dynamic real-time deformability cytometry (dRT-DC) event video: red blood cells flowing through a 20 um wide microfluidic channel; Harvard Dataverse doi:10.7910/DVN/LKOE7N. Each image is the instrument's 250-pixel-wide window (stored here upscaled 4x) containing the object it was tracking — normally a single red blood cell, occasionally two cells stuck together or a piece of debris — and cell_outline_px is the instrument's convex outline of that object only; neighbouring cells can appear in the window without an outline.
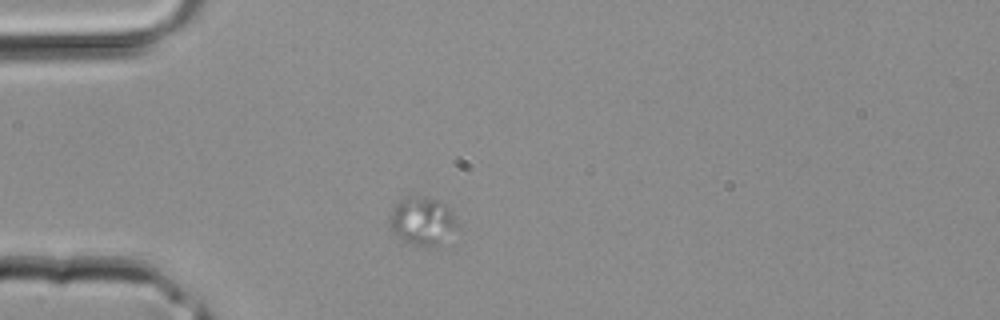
{"species": "common noctule bat (a hibernating species)", "species_latin": "Nyctalus noctula", "temperature_condition": "room temperature", "stored_images_in_passage": 13, "camera_frame_rate_fps": 3000, "um_per_image_px": 0.085, "animal": {"sex": "male", "body_mass_g": 20.4}, "frame": {"image": 1, "passage_image": 1, "time_ms": 0.0, "image_size_px": [1000, 320], "cell_outline_px": [[456, 224], [436, 244], [416, 244], [404, 240], [396, 236], [392, 228], [392, 212], [396, 204], [404, 196], [408, 196], [436, 200], [444, 204], [448, 208], [456, 220]], "centroid_in_image_um": [35.84, 18.73], "position_along_channel_um": 49.2, "area_um2": 17.22}}
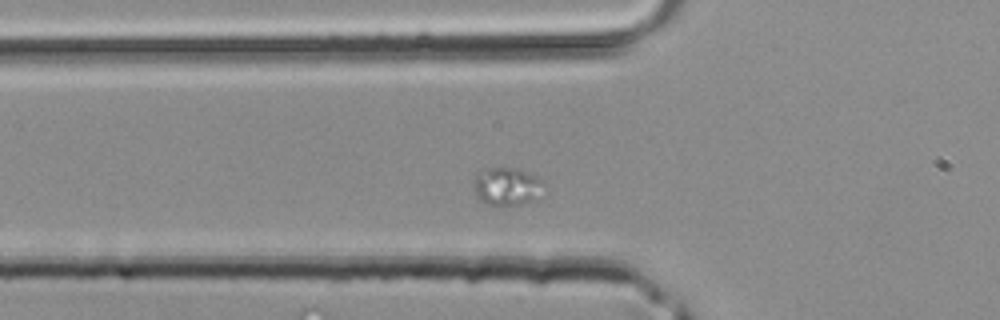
{"frame": {"image": 2, "passage_image": 4, "time_ms": 1.0, "image_size_px": [1000, 320], "cell_outline_px": [[544, 184], [536, 200], [504, 208], [496, 208], [484, 204], [476, 196], [472, 188], [472, 180], [476, 172], [480, 168], [512, 168], [536, 176], [544, 180]], "centroid_in_image_um": [42.99, 15.89], "position_along_channel_um": 82.8, "area_um2": 16.3}}
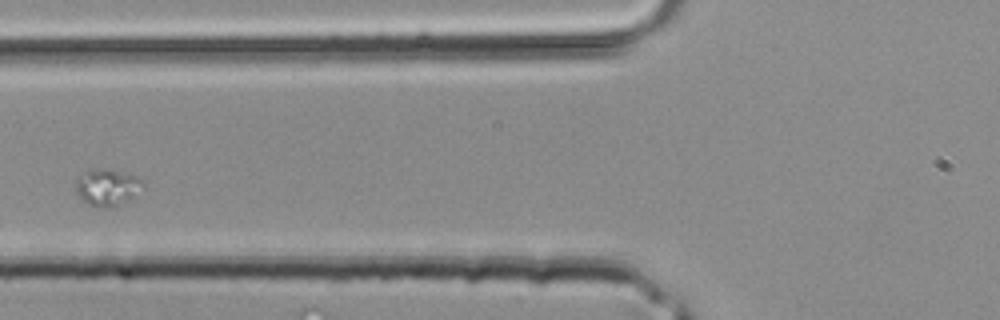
{"frame": {"image": 3, "passage_image": 6, "time_ms": 1.667, "image_size_px": [1000, 320], "cell_outline_px": [[144, 184], [132, 196], [104, 208], [96, 208], [80, 200], [76, 192], [76, 180], [88, 172], [116, 172], [132, 176], [140, 180]], "centroid_in_image_um": [9.02, 15.99], "position_along_channel_um": 116.8, "area_um2": 12.89}}